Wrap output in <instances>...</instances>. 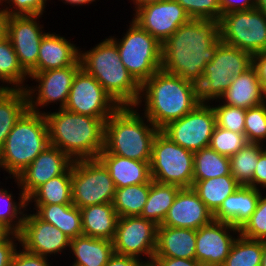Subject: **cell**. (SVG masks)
<instances>
[{
	"label": "cell",
	"mask_w": 266,
	"mask_h": 266,
	"mask_svg": "<svg viewBox=\"0 0 266 266\" xmlns=\"http://www.w3.org/2000/svg\"><path fill=\"white\" fill-rule=\"evenodd\" d=\"M221 43L218 20L191 19L162 44L161 69L198 85Z\"/></svg>",
	"instance_id": "obj_1"
},
{
	"label": "cell",
	"mask_w": 266,
	"mask_h": 266,
	"mask_svg": "<svg viewBox=\"0 0 266 266\" xmlns=\"http://www.w3.org/2000/svg\"><path fill=\"white\" fill-rule=\"evenodd\" d=\"M199 103L198 85L161 69L141 85L140 98L135 107L144 105L143 114L157 129L162 130Z\"/></svg>",
	"instance_id": "obj_2"
},
{
	"label": "cell",
	"mask_w": 266,
	"mask_h": 266,
	"mask_svg": "<svg viewBox=\"0 0 266 266\" xmlns=\"http://www.w3.org/2000/svg\"><path fill=\"white\" fill-rule=\"evenodd\" d=\"M49 144L66 153L72 160L97 159L104 149L105 122L65 108L44 113Z\"/></svg>",
	"instance_id": "obj_3"
},
{
	"label": "cell",
	"mask_w": 266,
	"mask_h": 266,
	"mask_svg": "<svg viewBox=\"0 0 266 266\" xmlns=\"http://www.w3.org/2000/svg\"><path fill=\"white\" fill-rule=\"evenodd\" d=\"M159 131L139 108L121 106L105 122L104 149L100 153L150 162Z\"/></svg>",
	"instance_id": "obj_4"
},
{
	"label": "cell",
	"mask_w": 266,
	"mask_h": 266,
	"mask_svg": "<svg viewBox=\"0 0 266 266\" xmlns=\"http://www.w3.org/2000/svg\"><path fill=\"white\" fill-rule=\"evenodd\" d=\"M81 68L93 76L113 100L121 106H136L141 85L120 60L117 45L105 38L90 50L80 49Z\"/></svg>",
	"instance_id": "obj_5"
},
{
	"label": "cell",
	"mask_w": 266,
	"mask_h": 266,
	"mask_svg": "<svg viewBox=\"0 0 266 266\" xmlns=\"http://www.w3.org/2000/svg\"><path fill=\"white\" fill-rule=\"evenodd\" d=\"M49 145L44 114L27 109L0 149V169L8 172L10 179H15Z\"/></svg>",
	"instance_id": "obj_6"
},
{
	"label": "cell",
	"mask_w": 266,
	"mask_h": 266,
	"mask_svg": "<svg viewBox=\"0 0 266 266\" xmlns=\"http://www.w3.org/2000/svg\"><path fill=\"white\" fill-rule=\"evenodd\" d=\"M120 39L109 36L117 45L120 60L133 78L142 85L161 70L162 44L133 20Z\"/></svg>",
	"instance_id": "obj_7"
},
{
	"label": "cell",
	"mask_w": 266,
	"mask_h": 266,
	"mask_svg": "<svg viewBox=\"0 0 266 266\" xmlns=\"http://www.w3.org/2000/svg\"><path fill=\"white\" fill-rule=\"evenodd\" d=\"M252 65L253 56L250 53L222 42L213 60L206 65L202 81L198 84L199 101L213 104L228 89L232 80Z\"/></svg>",
	"instance_id": "obj_8"
},
{
	"label": "cell",
	"mask_w": 266,
	"mask_h": 266,
	"mask_svg": "<svg viewBox=\"0 0 266 266\" xmlns=\"http://www.w3.org/2000/svg\"><path fill=\"white\" fill-rule=\"evenodd\" d=\"M193 169L194 152L176 144L160 130L152 144V180L180 188H192Z\"/></svg>",
	"instance_id": "obj_9"
},
{
	"label": "cell",
	"mask_w": 266,
	"mask_h": 266,
	"mask_svg": "<svg viewBox=\"0 0 266 266\" xmlns=\"http://www.w3.org/2000/svg\"><path fill=\"white\" fill-rule=\"evenodd\" d=\"M72 204L79 209L112 203L116 186L108 169L97 159H79L72 163Z\"/></svg>",
	"instance_id": "obj_10"
},
{
	"label": "cell",
	"mask_w": 266,
	"mask_h": 266,
	"mask_svg": "<svg viewBox=\"0 0 266 266\" xmlns=\"http://www.w3.org/2000/svg\"><path fill=\"white\" fill-rule=\"evenodd\" d=\"M221 41L252 56L266 51V15L258 9L233 11L219 21Z\"/></svg>",
	"instance_id": "obj_11"
},
{
	"label": "cell",
	"mask_w": 266,
	"mask_h": 266,
	"mask_svg": "<svg viewBox=\"0 0 266 266\" xmlns=\"http://www.w3.org/2000/svg\"><path fill=\"white\" fill-rule=\"evenodd\" d=\"M216 126L212 105L199 103L182 118L170 122L161 131L181 147L196 152L210 145Z\"/></svg>",
	"instance_id": "obj_12"
},
{
	"label": "cell",
	"mask_w": 266,
	"mask_h": 266,
	"mask_svg": "<svg viewBox=\"0 0 266 266\" xmlns=\"http://www.w3.org/2000/svg\"><path fill=\"white\" fill-rule=\"evenodd\" d=\"M81 65H72L53 70L28 73L31 81L37 82L35 86H27L28 109L44 114L40 111L44 107L59 103V109L64 108L76 73ZM51 103V104H50Z\"/></svg>",
	"instance_id": "obj_13"
},
{
	"label": "cell",
	"mask_w": 266,
	"mask_h": 266,
	"mask_svg": "<svg viewBox=\"0 0 266 266\" xmlns=\"http://www.w3.org/2000/svg\"><path fill=\"white\" fill-rule=\"evenodd\" d=\"M119 107L100 83L81 68L74 77L64 108L77 114L108 119Z\"/></svg>",
	"instance_id": "obj_14"
},
{
	"label": "cell",
	"mask_w": 266,
	"mask_h": 266,
	"mask_svg": "<svg viewBox=\"0 0 266 266\" xmlns=\"http://www.w3.org/2000/svg\"><path fill=\"white\" fill-rule=\"evenodd\" d=\"M157 227L140 216L119 217L113 239L114 253L143 261L142 258L145 261L154 259Z\"/></svg>",
	"instance_id": "obj_15"
},
{
	"label": "cell",
	"mask_w": 266,
	"mask_h": 266,
	"mask_svg": "<svg viewBox=\"0 0 266 266\" xmlns=\"http://www.w3.org/2000/svg\"><path fill=\"white\" fill-rule=\"evenodd\" d=\"M133 21L163 44L181 25L191 20L175 0L145 4L134 9Z\"/></svg>",
	"instance_id": "obj_16"
},
{
	"label": "cell",
	"mask_w": 266,
	"mask_h": 266,
	"mask_svg": "<svg viewBox=\"0 0 266 266\" xmlns=\"http://www.w3.org/2000/svg\"><path fill=\"white\" fill-rule=\"evenodd\" d=\"M19 236V246L47 258L61 255L70 248L71 239L54 225L41 220L34 211L32 214L26 212Z\"/></svg>",
	"instance_id": "obj_17"
},
{
	"label": "cell",
	"mask_w": 266,
	"mask_h": 266,
	"mask_svg": "<svg viewBox=\"0 0 266 266\" xmlns=\"http://www.w3.org/2000/svg\"><path fill=\"white\" fill-rule=\"evenodd\" d=\"M239 235V229L226 222L213 220L200 227L196 230L195 259L204 266H222Z\"/></svg>",
	"instance_id": "obj_18"
},
{
	"label": "cell",
	"mask_w": 266,
	"mask_h": 266,
	"mask_svg": "<svg viewBox=\"0 0 266 266\" xmlns=\"http://www.w3.org/2000/svg\"><path fill=\"white\" fill-rule=\"evenodd\" d=\"M42 15L10 16L8 39L22 68L29 73L38 60L42 38L47 34L39 20ZM43 29V30H42Z\"/></svg>",
	"instance_id": "obj_19"
},
{
	"label": "cell",
	"mask_w": 266,
	"mask_h": 266,
	"mask_svg": "<svg viewBox=\"0 0 266 266\" xmlns=\"http://www.w3.org/2000/svg\"><path fill=\"white\" fill-rule=\"evenodd\" d=\"M72 163L66 153L49 145L14 181L28 198L39 186L63 174Z\"/></svg>",
	"instance_id": "obj_20"
},
{
	"label": "cell",
	"mask_w": 266,
	"mask_h": 266,
	"mask_svg": "<svg viewBox=\"0 0 266 266\" xmlns=\"http://www.w3.org/2000/svg\"><path fill=\"white\" fill-rule=\"evenodd\" d=\"M213 220V213L198 194L192 188H181L161 225L198 230Z\"/></svg>",
	"instance_id": "obj_21"
},
{
	"label": "cell",
	"mask_w": 266,
	"mask_h": 266,
	"mask_svg": "<svg viewBox=\"0 0 266 266\" xmlns=\"http://www.w3.org/2000/svg\"><path fill=\"white\" fill-rule=\"evenodd\" d=\"M55 32H47L42 38L37 65L29 73L81 65L80 48Z\"/></svg>",
	"instance_id": "obj_22"
},
{
	"label": "cell",
	"mask_w": 266,
	"mask_h": 266,
	"mask_svg": "<svg viewBox=\"0 0 266 266\" xmlns=\"http://www.w3.org/2000/svg\"><path fill=\"white\" fill-rule=\"evenodd\" d=\"M262 193H264L262 190L240 185L223 201L220 208L213 214V219L230 223L240 230L256 210Z\"/></svg>",
	"instance_id": "obj_23"
},
{
	"label": "cell",
	"mask_w": 266,
	"mask_h": 266,
	"mask_svg": "<svg viewBox=\"0 0 266 266\" xmlns=\"http://www.w3.org/2000/svg\"><path fill=\"white\" fill-rule=\"evenodd\" d=\"M218 101L246 110L266 102L255 67L252 65L236 76Z\"/></svg>",
	"instance_id": "obj_24"
},
{
	"label": "cell",
	"mask_w": 266,
	"mask_h": 266,
	"mask_svg": "<svg viewBox=\"0 0 266 266\" xmlns=\"http://www.w3.org/2000/svg\"><path fill=\"white\" fill-rule=\"evenodd\" d=\"M196 230L159 225L154 257L195 259Z\"/></svg>",
	"instance_id": "obj_25"
},
{
	"label": "cell",
	"mask_w": 266,
	"mask_h": 266,
	"mask_svg": "<svg viewBox=\"0 0 266 266\" xmlns=\"http://www.w3.org/2000/svg\"><path fill=\"white\" fill-rule=\"evenodd\" d=\"M98 159L108 169L116 188L148 183L152 180L150 162L128 159L112 153H100Z\"/></svg>",
	"instance_id": "obj_26"
},
{
	"label": "cell",
	"mask_w": 266,
	"mask_h": 266,
	"mask_svg": "<svg viewBox=\"0 0 266 266\" xmlns=\"http://www.w3.org/2000/svg\"><path fill=\"white\" fill-rule=\"evenodd\" d=\"M80 211L84 236L113 241L119 219L113 203L95 204Z\"/></svg>",
	"instance_id": "obj_27"
},
{
	"label": "cell",
	"mask_w": 266,
	"mask_h": 266,
	"mask_svg": "<svg viewBox=\"0 0 266 266\" xmlns=\"http://www.w3.org/2000/svg\"><path fill=\"white\" fill-rule=\"evenodd\" d=\"M70 266H106L114 254L113 241L79 236L70 240Z\"/></svg>",
	"instance_id": "obj_28"
},
{
	"label": "cell",
	"mask_w": 266,
	"mask_h": 266,
	"mask_svg": "<svg viewBox=\"0 0 266 266\" xmlns=\"http://www.w3.org/2000/svg\"><path fill=\"white\" fill-rule=\"evenodd\" d=\"M34 213L61 230L70 239L83 235L82 215L74 204L33 205Z\"/></svg>",
	"instance_id": "obj_29"
},
{
	"label": "cell",
	"mask_w": 266,
	"mask_h": 266,
	"mask_svg": "<svg viewBox=\"0 0 266 266\" xmlns=\"http://www.w3.org/2000/svg\"><path fill=\"white\" fill-rule=\"evenodd\" d=\"M27 109L26 90L0 89V149L17 120Z\"/></svg>",
	"instance_id": "obj_30"
},
{
	"label": "cell",
	"mask_w": 266,
	"mask_h": 266,
	"mask_svg": "<svg viewBox=\"0 0 266 266\" xmlns=\"http://www.w3.org/2000/svg\"><path fill=\"white\" fill-rule=\"evenodd\" d=\"M72 165L61 175L51 178L39 186L28 198L29 204H72Z\"/></svg>",
	"instance_id": "obj_31"
},
{
	"label": "cell",
	"mask_w": 266,
	"mask_h": 266,
	"mask_svg": "<svg viewBox=\"0 0 266 266\" xmlns=\"http://www.w3.org/2000/svg\"><path fill=\"white\" fill-rule=\"evenodd\" d=\"M240 184L232 175L193 181L192 189L198 194L206 207L214 214L223 201L232 194Z\"/></svg>",
	"instance_id": "obj_32"
},
{
	"label": "cell",
	"mask_w": 266,
	"mask_h": 266,
	"mask_svg": "<svg viewBox=\"0 0 266 266\" xmlns=\"http://www.w3.org/2000/svg\"><path fill=\"white\" fill-rule=\"evenodd\" d=\"M180 189L176 185L161 184L151 180L148 199L140 217L150 220L158 226L161 225Z\"/></svg>",
	"instance_id": "obj_33"
},
{
	"label": "cell",
	"mask_w": 266,
	"mask_h": 266,
	"mask_svg": "<svg viewBox=\"0 0 266 266\" xmlns=\"http://www.w3.org/2000/svg\"><path fill=\"white\" fill-rule=\"evenodd\" d=\"M28 78L29 74L20 65L10 40L0 42V89L25 90L29 85L25 83Z\"/></svg>",
	"instance_id": "obj_34"
},
{
	"label": "cell",
	"mask_w": 266,
	"mask_h": 266,
	"mask_svg": "<svg viewBox=\"0 0 266 266\" xmlns=\"http://www.w3.org/2000/svg\"><path fill=\"white\" fill-rule=\"evenodd\" d=\"M231 175L230 159L210 146L194 152L193 181Z\"/></svg>",
	"instance_id": "obj_35"
},
{
	"label": "cell",
	"mask_w": 266,
	"mask_h": 266,
	"mask_svg": "<svg viewBox=\"0 0 266 266\" xmlns=\"http://www.w3.org/2000/svg\"><path fill=\"white\" fill-rule=\"evenodd\" d=\"M151 181L148 183L116 188L113 207L119 217L140 216L148 199Z\"/></svg>",
	"instance_id": "obj_36"
},
{
	"label": "cell",
	"mask_w": 266,
	"mask_h": 266,
	"mask_svg": "<svg viewBox=\"0 0 266 266\" xmlns=\"http://www.w3.org/2000/svg\"><path fill=\"white\" fill-rule=\"evenodd\" d=\"M19 192L18 202L13 200L15 196L12 192L0 187V225L10 233L17 234L21 231L26 211L28 212L27 197L22 190Z\"/></svg>",
	"instance_id": "obj_37"
},
{
	"label": "cell",
	"mask_w": 266,
	"mask_h": 266,
	"mask_svg": "<svg viewBox=\"0 0 266 266\" xmlns=\"http://www.w3.org/2000/svg\"><path fill=\"white\" fill-rule=\"evenodd\" d=\"M264 146L247 143L239 152L229 158L231 175L240 185L247 186L253 180L259 155L266 148Z\"/></svg>",
	"instance_id": "obj_38"
},
{
	"label": "cell",
	"mask_w": 266,
	"mask_h": 266,
	"mask_svg": "<svg viewBox=\"0 0 266 266\" xmlns=\"http://www.w3.org/2000/svg\"><path fill=\"white\" fill-rule=\"evenodd\" d=\"M263 240H251L239 235L222 266H260Z\"/></svg>",
	"instance_id": "obj_39"
},
{
	"label": "cell",
	"mask_w": 266,
	"mask_h": 266,
	"mask_svg": "<svg viewBox=\"0 0 266 266\" xmlns=\"http://www.w3.org/2000/svg\"><path fill=\"white\" fill-rule=\"evenodd\" d=\"M247 143L245 134L215 126L209 146L217 153L230 158Z\"/></svg>",
	"instance_id": "obj_40"
},
{
	"label": "cell",
	"mask_w": 266,
	"mask_h": 266,
	"mask_svg": "<svg viewBox=\"0 0 266 266\" xmlns=\"http://www.w3.org/2000/svg\"><path fill=\"white\" fill-rule=\"evenodd\" d=\"M245 136L248 143L266 145V102L246 110Z\"/></svg>",
	"instance_id": "obj_41"
},
{
	"label": "cell",
	"mask_w": 266,
	"mask_h": 266,
	"mask_svg": "<svg viewBox=\"0 0 266 266\" xmlns=\"http://www.w3.org/2000/svg\"><path fill=\"white\" fill-rule=\"evenodd\" d=\"M219 104L212 105L216 117V126L245 134V114L246 109L236 106L224 105L218 100H214Z\"/></svg>",
	"instance_id": "obj_42"
},
{
	"label": "cell",
	"mask_w": 266,
	"mask_h": 266,
	"mask_svg": "<svg viewBox=\"0 0 266 266\" xmlns=\"http://www.w3.org/2000/svg\"><path fill=\"white\" fill-rule=\"evenodd\" d=\"M239 231L244 238L266 241V194L260 195L256 210Z\"/></svg>",
	"instance_id": "obj_43"
},
{
	"label": "cell",
	"mask_w": 266,
	"mask_h": 266,
	"mask_svg": "<svg viewBox=\"0 0 266 266\" xmlns=\"http://www.w3.org/2000/svg\"><path fill=\"white\" fill-rule=\"evenodd\" d=\"M188 13L191 19H206L220 21V0H175Z\"/></svg>",
	"instance_id": "obj_44"
},
{
	"label": "cell",
	"mask_w": 266,
	"mask_h": 266,
	"mask_svg": "<svg viewBox=\"0 0 266 266\" xmlns=\"http://www.w3.org/2000/svg\"><path fill=\"white\" fill-rule=\"evenodd\" d=\"M47 2V0H0V6L10 16L43 15L46 12Z\"/></svg>",
	"instance_id": "obj_45"
},
{
	"label": "cell",
	"mask_w": 266,
	"mask_h": 266,
	"mask_svg": "<svg viewBox=\"0 0 266 266\" xmlns=\"http://www.w3.org/2000/svg\"><path fill=\"white\" fill-rule=\"evenodd\" d=\"M49 261L47 257L30 253L19 247L12 257L11 266H51L52 263Z\"/></svg>",
	"instance_id": "obj_46"
},
{
	"label": "cell",
	"mask_w": 266,
	"mask_h": 266,
	"mask_svg": "<svg viewBox=\"0 0 266 266\" xmlns=\"http://www.w3.org/2000/svg\"><path fill=\"white\" fill-rule=\"evenodd\" d=\"M18 243H20V236L17 233H9L0 242V266H11L12 257Z\"/></svg>",
	"instance_id": "obj_47"
},
{
	"label": "cell",
	"mask_w": 266,
	"mask_h": 266,
	"mask_svg": "<svg viewBox=\"0 0 266 266\" xmlns=\"http://www.w3.org/2000/svg\"><path fill=\"white\" fill-rule=\"evenodd\" d=\"M247 186L259 190H266V148L260 153L253 180Z\"/></svg>",
	"instance_id": "obj_48"
},
{
	"label": "cell",
	"mask_w": 266,
	"mask_h": 266,
	"mask_svg": "<svg viewBox=\"0 0 266 266\" xmlns=\"http://www.w3.org/2000/svg\"><path fill=\"white\" fill-rule=\"evenodd\" d=\"M257 0H220L221 14L255 9Z\"/></svg>",
	"instance_id": "obj_49"
},
{
	"label": "cell",
	"mask_w": 266,
	"mask_h": 266,
	"mask_svg": "<svg viewBox=\"0 0 266 266\" xmlns=\"http://www.w3.org/2000/svg\"><path fill=\"white\" fill-rule=\"evenodd\" d=\"M253 66L258 73L263 95L266 97V51L253 55Z\"/></svg>",
	"instance_id": "obj_50"
},
{
	"label": "cell",
	"mask_w": 266,
	"mask_h": 266,
	"mask_svg": "<svg viewBox=\"0 0 266 266\" xmlns=\"http://www.w3.org/2000/svg\"><path fill=\"white\" fill-rule=\"evenodd\" d=\"M158 266H204L200 264L196 259H183V258H171V257H154Z\"/></svg>",
	"instance_id": "obj_51"
},
{
	"label": "cell",
	"mask_w": 266,
	"mask_h": 266,
	"mask_svg": "<svg viewBox=\"0 0 266 266\" xmlns=\"http://www.w3.org/2000/svg\"><path fill=\"white\" fill-rule=\"evenodd\" d=\"M143 260L114 253L106 266H138Z\"/></svg>",
	"instance_id": "obj_52"
},
{
	"label": "cell",
	"mask_w": 266,
	"mask_h": 266,
	"mask_svg": "<svg viewBox=\"0 0 266 266\" xmlns=\"http://www.w3.org/2000/svg\"><path fill=\"white\" fill-rule=\"evenodd\" d=\"M10 15L0 8V42L8 38Z\"/></svg>",
	"instance_id": "obj_53"
},
{
	"label": "cell",
	"mask_w": 266,
	"mask_h": 266,
	"mask_svg": "<svg viewBox=\"0 0 266 266\" xmlns=\"http://www.w3.org/2000/svg\"><path fill=\"white\" fill-rule=\"evenodd\" d=\"M62 3L69 4L72 7L74 6H82V5H89L92 4L93 2H96V0H61Z\"/></svg>",
	"instance_id": "obj_54"
},
{
	"label": "cell",
	"mask_w": 266,
	"mask_h": 266,
	"mask_svg": "<svg viewBox=\"0 0 266 266\" xmlns=\"http://www.w3.org/2000/svg\"><path fill=\"white\" fill-rule=\"evenodd\" d=\"M159 1H165V0H131V2H133L134 5L133 7H135L134 9L141 7L145 4L159 2Z\"/></svg>",
	"instance_id": "obj_55"
},
{
	"label": "cell",
	"mask_w": 266,
	"mask_h": 266,
	"mask_svg": "<svg viewBox=\"0 0 266 266\" xmlns=\"http://www.w3.org/2000/svg\"><path fill=\"white\" fill-rule=\"evenodd\" d=\"M255 8L266 15V0H257Z\"/></svg>",
	"instance_id": "obj_56"
},
{
	"label": "cell",
	"mask_w": 266,
	"mask_h": 266,
	"mask_svg": "<svg viewBox=\"0 0 266 266\" xmlns=\"http://www.w3.org/2000/svg\"><path fill=\"white\" fill-rule=\"evenodd\" d=\"M260 266H266V241L263 240V253Z\"/></svg>",
	"instance_id": "obj_57"
},
{
	"label": "cell",
	"mask_w": 266,
	"mask_h": 266,
	"mask_svg": "<svg viewBox=\"0 0 266 266\" xmlns=\"http://www.w3.org/2000/svg\"><path fill=\"white\" fill-rule=\"evenodd\" d=\"M138 266H158L154 259L148 261H142Z\"/></svg>",
	"instance_id": "obj_58"
},
{
	"label": "cell",
	"mask_w": 266,
	"mask_h": 266,
	"mask_svg": "<svg viewBox=\"0 0 266 266\" xmlns=\"http://www.w3.org/2000/svg\"><path fill=\"white\" fill-rule=\"evenodd\" d=\"M10 232L0 225V242L9 234Z\"/></svg>",
	"instance_id": "obj_59"
}]
</instances>
